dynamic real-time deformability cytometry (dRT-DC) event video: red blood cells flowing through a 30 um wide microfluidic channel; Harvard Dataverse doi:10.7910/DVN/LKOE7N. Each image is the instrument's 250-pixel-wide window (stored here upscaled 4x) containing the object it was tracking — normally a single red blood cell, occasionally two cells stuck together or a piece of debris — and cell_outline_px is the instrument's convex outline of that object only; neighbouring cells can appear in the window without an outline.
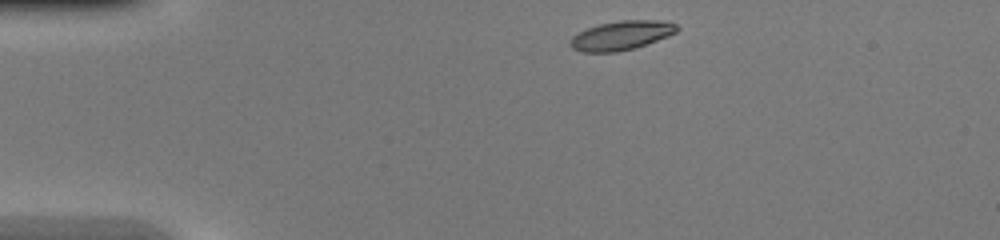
{"species": "common noctule bat (a hibernating species)", "species_latin": "Nyctalus noctula", "temperature_condition": "warm", "stored_images_in_passage": 37, "camera_frame_rate_fps": 3000, "um_per_image_px": 0.085, "animal": {"sex": "female", "body_mass_g": 20.0, "forearm_length_mm": 54.0}, "frame": {"image": 1, "passage_image": 1, "time_ms": 0.0, "image_size_px": [1000, 240], "cell_outline_px": [[680, 28], [676, 32], [668, 36], [632, 48], [616, 52], [580, 52], [572, 48], [568, 44], [572, 36], [588, 28], [600, 24], [620, 20], [656, 20], [676, 24]], "centroid_in_image_um": [52.78, 3.01], "position_along_channel_um": 32.2, "area_um2": 17.86}}
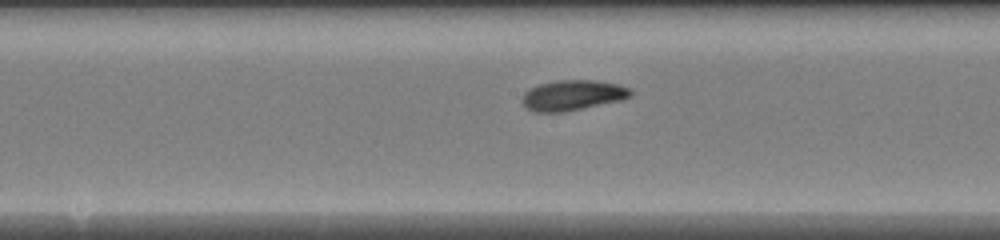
{"frame": {"image": 2, "passage_image": 16, "time_ms": 5.0, "image_size_px": [1000, 240], "cell_outline_px": [[632, 96], [620, 100], [564, 112], [532, 112], [524, 108], [520, 100], [524, 92], [528, 88], [540, 84], [556, 80], [596, 80], [620, 84], [628, 88], [632, 92]], "centroid_in_image_um": [48.61, 8.1], "position_along_channel_um": 199.6, "area_um2": 19.42}}
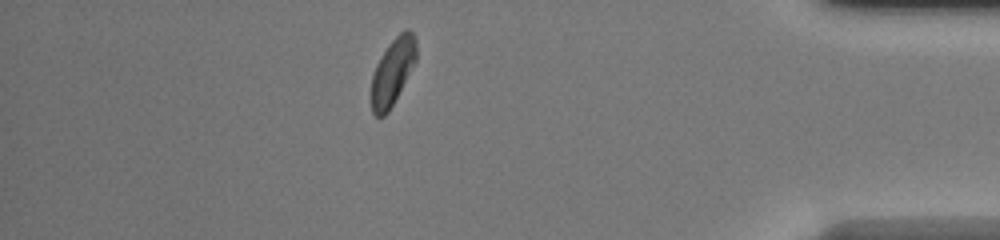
{"frame": {"image": 3, "passage_image": 32, "time_ms": 10.333, "image_size_px": [1000, 240], "cell_outline_px": [[416, 60], [388, 112], [384, 116], [376, 116], [372, 112], [372, 76], [376, 64], [380, 56], [388, 44], [404, 28], [408, 28], [412, 32], [416, 40]], "centroid_in_image_um": [33.37, 6.04], "position_along_channel_um": 401.8, "area_um2": 17.17}}